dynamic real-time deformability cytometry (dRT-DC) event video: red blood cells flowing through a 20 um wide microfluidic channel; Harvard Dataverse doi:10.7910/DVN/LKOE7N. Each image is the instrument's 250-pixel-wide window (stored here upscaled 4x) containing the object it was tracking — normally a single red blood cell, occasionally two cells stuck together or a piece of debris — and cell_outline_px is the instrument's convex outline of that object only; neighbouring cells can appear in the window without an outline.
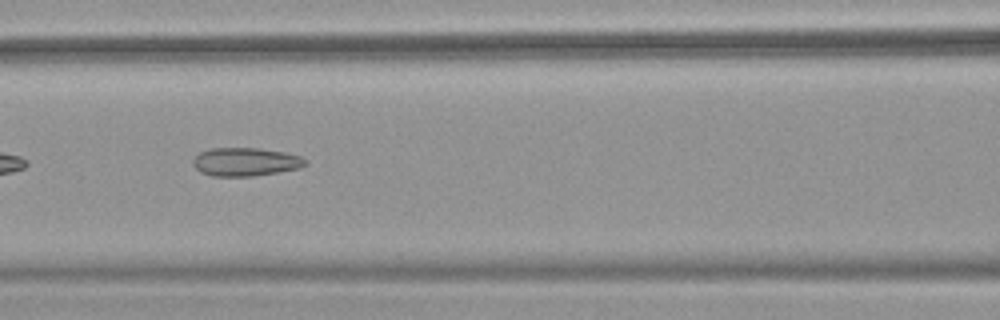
{"species": "common noctule bat (a hibernating species)", "species_latin": "Nyctalus noctula", "temperature_condition": "warm", "stored_images_in_passage": 9, "camera_frame_rate_fps": 3000, "um_per_image_px": 0.085, "animal": {"sex": "female", "body_mass_g": 18.4}, "frame": {"image": 1, "passage_image": 7, "time_ms": 2.0, "image_size_px": [1000, 320], "cell_outline_px": [[308, 164], [300, 168], [252, 176], [212, 176], [200, 172], [192, 164], [192, 160], [200, 152], [212, 148], [260, 148], [284, 152], [300, 156], [308, 160]], "centroid_in_image_um": [20.87, 13.75], "position_along_channel_um": 145.7, "area_um2": 18.61}}